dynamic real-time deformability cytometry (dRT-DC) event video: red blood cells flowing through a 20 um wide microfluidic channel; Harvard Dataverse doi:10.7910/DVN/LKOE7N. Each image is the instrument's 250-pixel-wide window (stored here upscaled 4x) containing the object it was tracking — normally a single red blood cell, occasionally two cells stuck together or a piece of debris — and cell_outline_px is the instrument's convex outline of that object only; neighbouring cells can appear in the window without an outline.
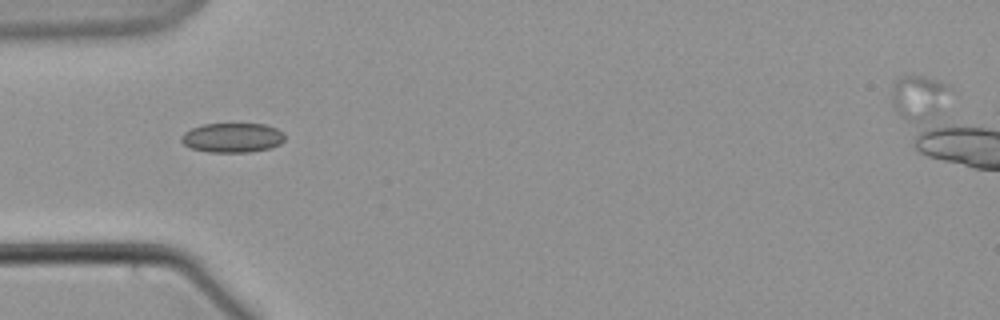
{"species": "common noctule bat (a hibernating species)", "species_latin": "Nyctalus noctula", "temperature_condition": "warm", "stored_images_in_passage": 41, "camera_frame_rate_fps": 3000, "um_per_image_px": 0.085, "animal": {"sex": "male", "body_mass_g": 21.5, "forearm_length_mm": 52.0}, "frame": {"image": 1, "passage_image": 1, "time_ms": 0.0, "image_size_px": [1000, 320], "cell_outline_px": [[284, 140], [280, 144], [272, 148], [252, 152], [208, 152], [192, 148], [184, 144], [180, 140], [180, 136], [184, 132], [192, 128], [204, 124], [264, 124], [276, 128], [284, 136]], "centroid_in_image_um": [19.74, 11.71], "position_along_channel_um": 65.3, "area_um2": 17.8}}
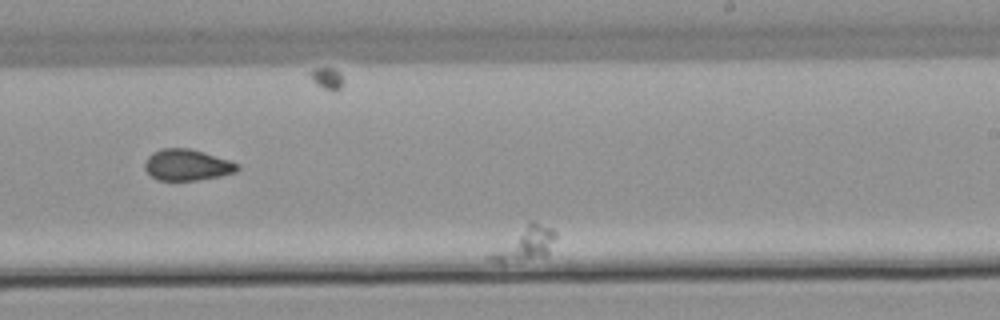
{"frame": {"image": 2, "passage_image": 19, "time_ms": 6.0, "image_size_px": [1000, 320], "cell_outline_px": [[556, 236], [548, 252], [544, 256], [504, 264], [500, 264], [488, 260], [488, 256], [492, 252], [532, 220], [552, 228], [556, 232]], "centroid_in_image_um": [44.64, 20.77], "position_along_channel_um": 244.4, "area_um2": 12.37}}
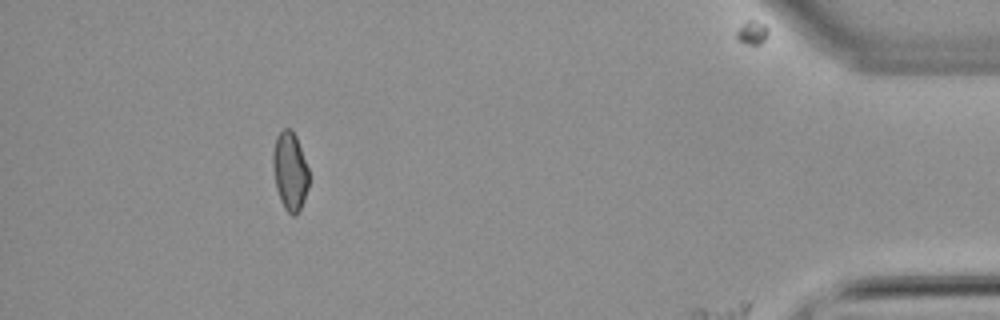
{"frame": {"image": 3, "passage_image": 36, "time_ms": 11.667, "image_size_px": [1000, 320], "cell_outline_px": [[308, 188], [304, 200], [296, 216], [292, 216], [284, 208], [280, 200], [276, 188], [272, 168], [272, 152], [276, 136], [284, 128], [292, 128], [296, 136], [308, 168]], "centroid_in_image_um": [24.63, 14.54], "position_along_channel_um": 410.6, "area_um2": 16.59}}